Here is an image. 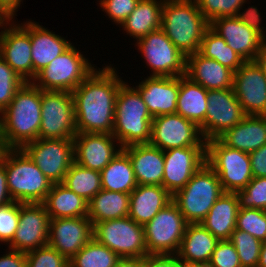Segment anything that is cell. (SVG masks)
Returning <instances> with one entry per match:
<instances>
[{
    "label": "cell",
    "mask_w": 266,
    "mask_h": 267,
    "mask_svg": "<svg viewBox=\"0 0 266 267\" xmlns=\"http://www.w3.org/2000/svg\"><path fill=\"white\" fill-rule=\"evenodd\" d=\"M223 192L218 175L206 163L172 196V201L188 224H196L206 218Z\"/></svg>",
    "instance_id": "6"
},
{
    "label": "cell",
    "mask_w": 266,
    "mask_h": 267,
    "mask_svg": "<svg viewBox=\"0 0 266 267\" xmlns=\"http://www.w3.org/2000/svg\"><path fill=\"white\" fill-rule=\"evenodd\" d=\"M149 71V76L177 77L186 75V56L159 28L133 43Z\"/></svg>",
    "instance_id": "10"
},
{
    "label": "cell",
    "mask_w": 266,
    "mask_h": 267,
    "mask_svg": "<svg viewBox=\"0 0 266 267\" xmlns=\"http://www.w3.org/2000/svg\"><path fill=\"white\" fill-rule=\"evenodd\" d=\"M257 267H266V241L262 242L260 250V258Z\"/></svg>",
    "instance_id": "56"
},
{
    "label": "cell",
    "mask_w": 266,
    "mask_h": 267,
    "mask_svg": "<svg viewBox=\"0 0 266 267\" xmlns=\"http://www.w3.org/2000/svg\"><path fill=\"white\" fill-rule=\"evenodd\" d=\"M74 162L102 171L122 150L117 139L108 133H77L73 138Z\"/></svg>",
    "instance_id": "20"
},
{
    "label": "cell",
    "mask_w": 266,
    "mask_h": 267,
    "mask_svg": "<svg viewBox=\"0 0 266 267\" xmlns=\"http://www.w3.org/2000/svg\"><path fill=\"white\" fill-rule=\"evenodd\" d=\"M253 177H266V144L249 153Z\"/></svg>",
    "instance_id": "49"
},
{
    "label": "cell",
    "mask_w": 266,
    "mask_h": 267,
    "mask_svg": "<svg viewBox=\"0 0 266 267\" xmlns=\"http://www.w3.org/2000/svg\"><path fill=\"white\" fill-rule=\"evenodd\" d=\"M236 194L240 208L266 210V177H253L248 185Z\"/></svg>",
    "instance_id": "42"
},
{
    "label": "cell",
    "mask_w": 266,
    "mask_h": 267,
    "mask_svg": "<svg viewBox=\"0 0 266 267\" xmlns=\"http://www.w3.org/2000/svg\"><path fill=\"white\" fill-rule=\"evenodd\" d=\"M84 55L72 44L41 70L32 83L44 91L72 92L97 67Z\"/></svg>",
    "instance_id": "7"
},
{
    "label": "cell",
    "mask_w": 266,
    "mask_h": 267,
    "mask_svg": "<svg viewBox=\"0 0 266 267\" xmlns=\"http://www.w3.org/2000/svg\"><path fill=\"white\" fill-rule=\"evenodd\" d=\"M246 3L249 5L251 2L246 0L243 6L239 9L236 17L251 29H254L256 32H258L266 40V27H264L265 24H262L263 19L261 17L263 14H261L256 5H251L246 8Z\"/></svg>",
    "instance_id": "48"
},
{
    "label": "cell",
    "mask_w": 266,
    "mask_h": 267,
    "mask_svg": "<svg viewBox=\"0 0 266 267\" xmlns=\"http://www.w3.org/2000/svg\"><path fill=\"white\" fill-rule=\"evenodd\" d=\"M210 28L245 61H254L264 38L241 22L236 16L219 17L210 22Z\"/></svg>",
    "instance_id": "23"
},
{
    "label": "cell",
    "mask_w": 266,
    "mask_h": 267,
    "mask_svg": "<svg viewBox=\"0 0 266 267\" xmlns=\"http://www.w3.org/2000/svg\"><path fill=\"white\" fill-rule=\"evenodd\" d=\"M163 3L164 0H139L133 12L119 28L134 38V42L161 28Z\"/></svg>",
    "instance_id": "31"
},
{
    "label": "cell",
    "mask_w": 266,
    "mask_h": 267,
    "mask_svg": "<svg viewBox=\"0 0 266 267\" xmlns=\"http://www.w3.org/2000/svg\"><path fill=\"white\" fill-rule=\"evenodd\" d=\"M147 267H178V259L176 255H147Z\"/></svg>",
    "instance_id": "51"
},
{
    "label": "cell",
    "mask_w": 266,
    "mask_h": 267,
    "mask_svg": "<svg viewBox=\"0 0 266 267\" xmlns=\"http://www.w3.org/2000/svg\"><path fill=\"white\" fill-rule=\"evenodd\" d=\"M233 90L245 115L266 116V76L255 61H245L234 73Z\"/></svg>",
    "instance_id": "19"
},
{
    "label": "cell",
    "mask_w": 266,
    "mask_h": 267,
    "mask_svg": "<svg viewBox=\"0 0 266 267\" xmlns=\"http://www.w3.org/2000/svg\"><path fill=\"white\" fill-rule=\"evenodd\" d=\"M23 1L24 0H0V16L7 20H14Z\"/></svg>",
    "instance_id": "52"
},
{
    "label": "cell",
    "mask_w": 266,
    "mask_h": 267,
    "mask_svg": "<svg viewBox=\"0 0 266 267\" xmlns=\"http://www.w3.org/2000/svg\"><path fill=\"white\" fill-rule=\"evenodd\" d=\"M93 238L120 258H139L148 255L144 228L129 216L95 223Z\"/></svg>",
    "instance_id": "9"
},
{
    "label": "cell",
    "mask_w": 266,
    "mask_h": 267,
    "mask_svg": "<svg viewBox=\"0 0 266 267\" xmlns=\"http://www.w3.org/2000/svg\"><path fill=\"white\" fill-rule=\"evenodd\" d=\"M0 30V56L25 82H32L31 19L6 20Z\"/></svg>",
    "instance_id": "13"
},
{
    "label": "cell",
    "mask_w": 266,
    "mask_h": 267,
    "mask_svg": "<svg viewBox=\"0 0 266 267\" xmlns=\"http://www.w3.org/2000/svg\"><path fill=\"white\" fill-rule=\"evenodd\" d=\"M41 124V89L25 82L0 114V134L8 149H21L38 139Z\"/></svg>",
    "instance_id": "2"
},
{
    "label": "cell",
    "mask_w": 266,
    "mask_h": 267,
    "mask_svg": "<svg viewBox=\"0 0 266 267\" xmlns=\"http://www.w3.org/2000/svg\"><path fill=\"white\" fill-rule=\"evenodd\" d=\"M68 189L89 202L101 189V173L73 163L62 182Z\"/></svg>",
    "instance_id": "37"
},
{
    "label": "cell",
    "mask_w": 266,
    "mask_h": 267,
    "mask_svg": "<svg viewBox=\"0 0 266 267\" xmlns=\"http://www.w3.org/2000/svg\"><path fill=\"white\" fill-rule=\"evenodd\" d=\"M100 173L103 190L130 194L138 185L131 160L123 150Z\"/></svg>",
    "instance_id": "35"
},
{
    "label": "cell",
    "mask_w": 266,
    "mask_h": 267,
    "mask_svg": "<svg viewBox=\"0 0 266 267\" xmlns=\"http://www.w3.org/2000/svg\"><path fill=\"white\" fill-rule=\"evenodd\" d=\"M43 205L52 219L88 216V202L62 183L52 184Z\"/></svg>",
    "instance_id": "32"
},
{
    "label": "cell",
    "mask_w": 266,
    "mask_h": 267,
    "mask_svg": "<svg viewBox=\"0 0 266 267\" xmlns=\"http://www.w3.org/2000/svg\"><path fill=\"white\" fill-rule=\"evenodd\" d=\"M171 201L172 195L163 186L137 185L130 193L128 216L144 226Z\"/></svg>",
    "instance_id": "27"
},
{
    "label": "cell",
    "mask_w": 266,
    "mask_h": 267,
    "mask_svg": "<svg viewBox=\"0 0 266 267\" xmlns=\"http://www.w3.org/2000/svg\"><path fill=\"white\" fill-rule=\"evenodd\" d=\"M19 221V202L13 201L0 206V243L8 245L15 235Z\"/></svg>",
    "instance_id": "45"
},
{
    "label": "cell",
    "mask_w": 266,
    "mask_h": 267,
    "mask_svg": "<svg viewBox=\"0 0 266 267\" xmlns=\"http://www.w3.org/2000/svg\"><path fill=\"white\" fill-rule=\"evenodd\" d=\"M209 267H242L236 248L229 240H219L208 263Z\"/></svg>",
    "instance_id": "47"
},
{
    "label": "cell",
    "mask_w": 266,
    "mask_h": 267,
    "mask_svg": "<svg viewBox=\"0 0 266 267\" xmlns=\"http://www.w3.org/2000/svg\"><path fill=\"white\" fill-rule=\"evenodd\" d=\"M199 53L205 58L216 60L221 65L231 69L234 73L245 62V60L210 27L206 30L202 38Z\"/></svg>",
    "instance_id": "36"
},
{
    "label": "cell",
    "mask_w": 266,
    "mask_h": 267,
    "mask_svg": "<svg viewBox=\"0 0 266 267\" xmlns=\"http://www.w3.org/2000/svg\"><path fill=\"white\" fill-rule=\"evenodd\" d=\"M219 139L228 147L250 153L266 144V116L246 115Z\"/></svg>",
    "instance_id": "28"
},
{
    "label": "cell",
    "mask_w": 266,
    "mask_h": 267,
    "mask_svg": "<svg viewBox=\"0 0 266 267\" xmlns=\"http://www.w3.org/2000/svg\"><path fill=\"white\" fill-rule=\"evenodd\" d=\"M140 94L151 116L176 113L180 76H148L132 85Z\"/></svg>",
    "instance_id": "22"
},
{
    "label": "cell",
    "mask_w": 266,
    "mask_h": 267,
    "mask_svg": "<svg viewBox=\"0 0 266 267\" xmlns=\"http://www.w3.org/2000/svg\"><path fill=\"white\" fill-rule=\"evenodd\" d=\"M122 150L131 160L138 185L162 186L164 151L150 144L129 145Z\"/></svg>",
    "instance_id": "24"
},
{
    "label": "cell",
    "mask_w": 266,
    "mask_h": 267,
    "mask_svg": "<svg viewBox=\"0 0 266 267\" xmlns=\"http://www.w3.org/2000/svg\"><path fill=\"white\" fill-rule=\"evenodd\" d=\"M246 0H196L204 18L210 23L219 17L236 16Z\"/></svg>",
    "instance_id": "43"
},
{
    "label": "cell",
    "mask_w": 266,
    "mask_h": 267,
    "mask_svg": "<svg viewBox=\"0 0 266 267\" xmlns=\"http://www.w3.org/2000/svg\"><path fill=\"white\" fill-rule=\"evenodd\" d=\"M50 216L43 203H19V221L8 248L28 253L48 245Z\"/></svg>",
    "instance_id": "17"
},
{
    "label": "cell",
    "mask_w": 266,
    "mask_h": 267,
    "mask_svg": "<svg viewBox=\"0 0 266 267\" xmlns=\"http://www.w3.org/2000/svg\"><path fill=\"white\" fill-rule=\"evenodd\" d=\"M26 267H69V261L49 245L26 253Z\"/></svg>",
    "instance_id": "44"
},
{
    "label": "cell",
    "mask_w": 266,
    "mask_h": 267,
    "mask_svg": "<svg viewBox=\"0 0 266 267\" xmlns=\"http://www.w3.org/2000/svg\"><path fill=\"white\" fill-rule=\"evenodd\" d=\"M130 194L101 189L88 202V218L94 225L97 222L127 217Z\"/></svg>",
    "instance_id": "34"
},
{
    "label": "cell",
    "mask_w": 266,
    "mask_h": 267,
    "mask_svg": "<svg viewBox=\"0 0 266 267\" xmlns=\"http://www.w3.org/2000/svg\"><path fill=\"white\" fill-rule=\"evenodd\" d=\"M164 162L162 186L173 196L206 164V146L168 149Z\"/></svg>",
    "instance_id": "18"
},
{
    "label": "cell",
    "mask_w": 266,
    "mask_h": 267,
    "mask_svg": "<svg viewBox=\"0 0 266 267\" xmlns=\"http://www.w3.org/2000/svg\"><path fill=\"white\" fill-rule=\"evenodd\" d=\"M5 251L6 253L0 256V267H26V253L10 248Z\"/></svg>",
    "instance_id": "50"
},
{
    "label": "cell",
    "mask_w": 266,
    "mask_h": 267,
    "mask_svg": "<svg viewBox=\"0 0 266 267\" xmlns=\"http://www.w3.org/2000/svg\"><path fill=\"white\" fill-rule=\"evenodd\" d=\"M121 258L92 238L70 260L69 267H115Z\"/></svg>",
    "instance_id": "38"
},
{
    "label": "cell",
    "mask_w": 266,
    "mask_h": 267,
    "mask_svg": "<svg viewBox=\"0 0 266 267\" xmlns=\"http://www.w3.org/2000/svg\"><path fill=\"white\" fill-rule=\"evenodd\" d=\"M113 64L96 67L72 91L77 133H108L114 128L115 100L125 82Z\"/></svg>",
    "instance_id": "1"
},
{
    "label": "cell",
    "mask_w": 266,
    "mask_h": 267,
    "mask_svg": "<svg viewBox=\"0 0 266 267\" xmlns=\"http://www.w3.org/2000/svg\"><path fill=\"white\" fill-rule=\"evenodd\" d=\"M77 134L72 92L41 90L38 139H73Z\"/></svg>",
    "instance_id": "12"
},
{
    "label": "cell",
    "mask_w": 266,
    "mask_h": 267,
    "mask_svg": "<svg viewBox=\"0 0 266 267\" xmlns=\"http://www.w3.org/2000/svg\"><path fill=\"white\" fill-rule=\"evenodd\" d=\"M10 202H13V199L7 187V175L3 157L2 161L0 162V206Z\"/></svg>",
    "instance_id": "53"
},
{
    "label": "cell",
    "mask_w": 266,
    "mask_h": 267,
    "mask_svg": "<svg viewBox=\"0 0 266 267\" xmlns=\"http://www.w3.org/2000/svg\"><path fill=\"white\" fill-rule=\"evenodd\" d=\"M25 81L0 56V114L13 100Z\"/></svg>",
    "instance_id": "41"
},
{
    "label": "cell",
    "mask_w": 266,
    "mask_h": 267,
    "mask_svg": "<svg viewBox=\"0 0 266 267\" xmlns=\"http://www.w3.org/2000/svg\"><path fill=\"white\" fill-rule=\"evenodd\" d=\"M178 267H209L208 264L187 263L178 260Z\"/></svg>",
    "instance_id": "57"
},
{
    "label": "cell",
    "mask_w": 266,
    "mask_h": 267,
    "mask_svg": "<svg viewBox=\"0 0 266 267\" xmlns=\"http://www.w3.org/2000/svg\"><path fill=\"white\" fill-rule=\"evenodd\" d=\"M21 149L52 184L62 183L74 163L73 139H37Z\"/></svg>",
    "instance_id": "14"
},
{
    "label": "cell",
    "mask_w": 266,
    "mask_h": 267,
    "mask_svg": "<svg viewBox=\"0 0 266 267\" xmlns=\"http://www.w3.org/2000/svg\"><path fill=\"white\" fill-rule=\"evenodd\" d=\"M229 241L234 245L238 253L242 267H257L260 258L262 242L251 234L235 229Z\"/></svg>",
    "instance_id": "39"
},
{
    "label": "cell",
    "mask_w": 266,
    "mask_h": 267,
    "mask_svg": "<svg viewBox=\"0 0 266 267\" xmlns=\"http://www.w3.org/2000/svg\"><path fill=\"white\" fill-rule=\"evenodd\" d=\"M99 1V2H98ZM98 6L108 16L116 26L121 23L133 12L139 0H97Z\"/></svg>",
    "instance_id": "46"
},
{
    "label": "cell",
    "mask_w": 266,
    "mask_h": 267,
    "mask_svg": "<svg viewBox=\"0 0 266 267\" xmlns=\"http://www.w3.org/2000/svg\"><path fill=\"white\" fill-rule=\"evenodd\" d=\"M218 241L201 223L187 224L177 259L187 263L208 264Z\"/></svg>",
    "instance_id": "30"
},
{
    "label": "cell",
    "mask_w": 266,
    "mask_h": 267,
    "mask_svg": "<svg viewBox=\"0 0 266 267\" xmlns=\"http://www.w3.org/2000/svg\"><path fill=\"white\" fill-rule=\"evenodd\" d=\"M209 27L196 0H164L161 29L186 57L199 52Z\"/></svg>",
    "instance_id": "3"
},
{
    "label": "cell",
    "mask_w": 266,
    "mask_h": 267,
    "mask_svg": "<svg viewBox=\"0 0 266 267\" xmlns=\"http://www.w3.org/2000/svg\"><path fill=\"white\" fill-rule=\"evenodd\" d=\"M234 72L199 52L186 57V76L207 90L233 88Z\"/></svg>",
    "instance_id": "25"
},
{
    "label": "cell",
    "mask_w": 266,
    "mask_h": 267,
    "mask_svg": "<svg viewBox=\"0 0 266 267\" xmlns=\"http://www.w3.org/2000/svg\"><path fill=\"white\" fill-rule=\"evenodd\" d=\"M125 81L115 100L112 135L124 148L134 144H149L153 117L139 92Z\"/></svg>",
    "instance_id": "4"
},
{
    "label": "cell",
    "mask_w": 266,
    "mask_h": 267,
    "mask_svg": "<svg viewBox=\"0 0 266 267\" xmlns=\"http://www.w3.org/2000/svg\"><path fill=\"white\" fill-rule=\"evenodd\" d=\"M205 121L199 126L205 141L219 138L246 116L233 88L208 90Z\"/></svg>",
    "instance_id": "16"
},
{
    "label": "cell",
    "mask_w": 266,
    "mask_h": 267,
    "mask_svg": "<svg viewBox=\"0 0 266 267\" xmlns=\"http://www.w3.org/2000/svg\"><path fill=\"white\" fill-rule=\"evenodd\" d=\"M115 267H147L146 257L121 258Z\"/></svg>",
    "instance_id": "54"
},
{
    "label": "cell",
    "mask_w": 266,
    "mask_h": 267,
    "mask_svg": "<svg viewBox=\"0 0 266 267\" xmlns=\"http://www.w3.org/2000/svg\"><path fill=\"white\" fill-rule=\"evenodd\" d=\"M93 238V224L87 217L50 218L48 245L68 261Z\"/></svg>",
    "instance_id": "21"
},
{
    "label": "cell",
    "mask_w": 266,
    "mask_h": 267,
    "mask_svg": "<svg viewBox=\"0 0 266 267\" xmlns=\"http://www.w3.org/2000/svg\"><path fill=\"white\" fill-rule=\"evenodd\" d=\"M4 166L7 187L13 201L44 202L52 183L22 149H7Z\"/></svg>",
    "instance_id": "5"
},
{
    "label": "cell",
    "mask_w": 266,
    "mask_h": 267,
    "mask_svg": "<svg viewBox=\"0 0 266 267\" xmlns=\"http://www.w3.org/2000/svg\"><path fill=\"white\" fill-rule=\"evenodd\" d=\"M206 163L218 175L224 192L244 189L253 178L249 153L230 148L219 138L206 141Z\"/></svg>",
    "instance_id": "8"
},
{
    "label": "cell",
    "mask_w": 266,
    "mask_h": 267,
    "mask_svg": "<svg viewBox=\"0 0 266 267\" xmlns=\"http://www.w3.org/2000/svg\"><path fill=\"white\" fill-rule=\"evenodd\" d=\"M187 224L178 206L171 201L143 226L148 255H176Z\"/></svg>",
    "instance_id": "11"
},
{
    "label": "cell",
    "mask_w": 266,
    "mask_h": 267,
    "mask_svg": "<svg viewBox=\"0 0 266 267\" xmlns=\"http://www.w3.org/2000/svg\"><path fill=\"white\" fill-rule=\"evenodd\" d=\"M150 145L166 151L171 148L206 146L199 126L178 113L154 117Z\"/></svg>",
    "instance_id": "15"
},
{
    "label": "cell",
    "mask_w": 266,
    "mask_h": 267,
    "mask_svg": "<svg viewBox=\"0 0 266 267\" xmlns=\"http://www.w3.org/2000/svg\"><path fill=\"white\" fill-rule=\"evenodd\" d=\"M7 149L8 148L5 145L4 139H3L2 135L0 134V162L2 161Z\"/></svg>",
    "instance_id": "58"
},
{
    "label": "cell",
    "mask_w": 266,
    "mask_h": 267,
    "mask_svg": "<svg viewBox=\"0 0 266 267\" xmlns=\"http://www.w3.org/2000/svg\"><path fill=\"white\" fill-rule=\"evenodd\" d=\"M208 90L186 75L180 76L176 113L200 126L205 121Z\"/></svg>",
    "instance_id": "33"
},
{
    "label": "cell",
    "mask_w": 266,
    "mask_h": 267,
    "mask_svg": "<svg viewBox=\"0 0 266 267\" xmlns=\"http://www.w3.org/2000/svg\"><path fill=\"white\" fill-rule=\"evenodd\" d=\"M254 61L262 69V72L266 76V40H264V42L262 43L261 49Z\"/></svg>",
    "instance_id": "55"
},
{
    "label": "cell",
    "mask_w": 266,
    "mask_h": 267,
    "mask_svg": "<svg viewBox=\"0 0 266 267\" xmlns=\"http://www.w3.org/2000/svg\"><path fill=\"white\" fill-rule=\"evenodd\" d=\"M239 208L236 192H223L201 224L218 240H229L236 229Z\"/></svg>",
    "instance_id": "29"
},
{
    "label": "cell",
    "mask_w": 266,
    "mask_h": 267,
    "mask_svg": "<svg viewBox=\"0 0 266 267\" xmlns=\"http://www.w3.org/2000/svg\"><path fill=\"white\" fill-rule=\"evenodd\" d=\"M236 229L247 232L261 242L266 241V210L239 208Z\"/></svg>",
    "instance_id": "40"
},
{
    "label": "cell",
    "mask_w": 266,
    "mask_h": 267,
    "mask_svg": "<svg viewBox=\"0 0 266 267\" xmlns=\"http://www.w3.org/2000/svg\"><path fill=\"white\" fill-rule=\"evenodd\" d=\"M72 45L71 41L55 34L53 30L31 20V56L33 80L55 58Z\"/></svg>",
    "instance_id": "26"
}]
</instances>
